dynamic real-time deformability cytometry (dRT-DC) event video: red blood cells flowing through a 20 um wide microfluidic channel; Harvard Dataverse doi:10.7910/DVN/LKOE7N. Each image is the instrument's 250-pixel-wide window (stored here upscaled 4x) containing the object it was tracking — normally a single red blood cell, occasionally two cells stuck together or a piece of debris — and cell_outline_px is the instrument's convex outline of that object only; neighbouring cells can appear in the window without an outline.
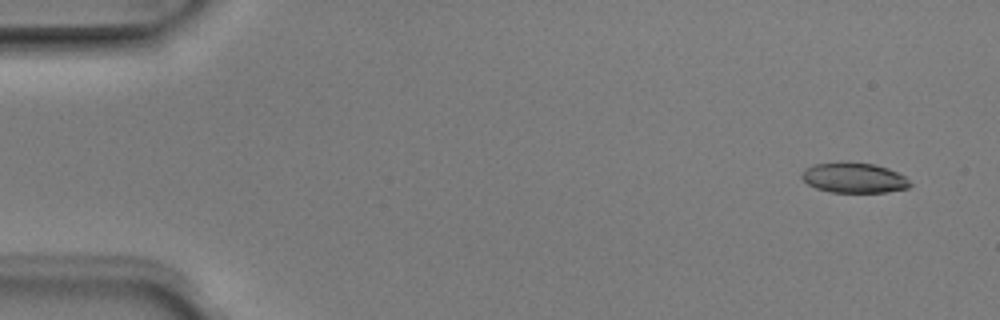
{"species": "Egyptian fruit bat (a non-hibernating species)", "species_latin": "Rousettus aegyptiacus", "temperature_condition": "room temperature", "stored_images_in_passage": 3, "camera_frame_rate_fps": 3000, "um_per_image_px": 0.085, "animal": {"sex": "male"}, "frame": {"image": 1, "passage_image": 1, "time_ms": 0.0, "image_size_px": [1000, 320], "cell_outline_px": [[912, 184], [908, 188], [888, 192], [832, 192], [816, 188], [808, 184], [800, 176], [804, 168], [812, 164], [840, 160], [848, 160], [876, 164], [888, 168], [904, 176]], "centroid_in_image_um": [72.55, 15.07], "position_along_channel_um": 12.4, "area_um2": 19.59}}